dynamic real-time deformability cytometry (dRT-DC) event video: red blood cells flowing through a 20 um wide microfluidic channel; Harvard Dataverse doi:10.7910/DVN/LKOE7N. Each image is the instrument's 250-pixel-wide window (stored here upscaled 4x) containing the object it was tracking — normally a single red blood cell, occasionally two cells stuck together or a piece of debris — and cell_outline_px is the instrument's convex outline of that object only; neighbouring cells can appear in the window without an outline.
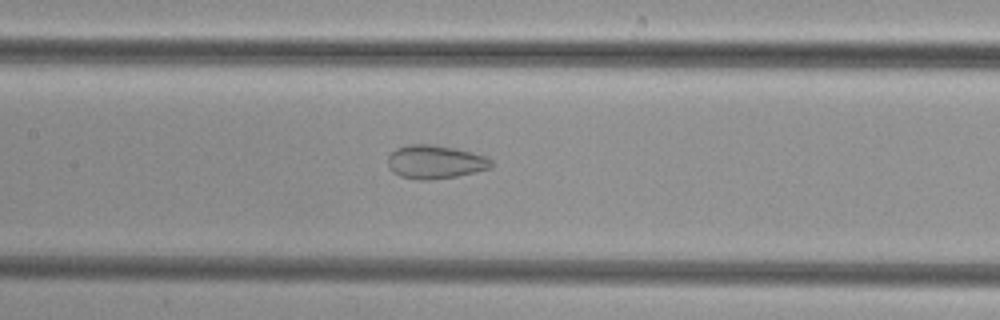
{"species": "common noctule bat (a hibernating species)", "species_latin": "Nyctalus noctula", "temperature_condition": "cold", "stored_images_in_passage": 46, "camera_frame_rate_fps": 3000, "um_per_image_px": 0.085, "animal": {"sex": "female", "body_mass_g": 29.2, "forearm_length_mm": 56.3}, "frame": {"image": 1, "passage_image": 20, "time_ms": 6.333, "image_size_px": [1000, 320], "cell_outline_px": [[492, 168], [456, 176], [428, 180], [420, 180], [400, 176], [392, 172], [388, 164], [388, 156], [396, 148], [408, 144], [432, 144], [472, 152], [484, 156], [492, 160]], "centroid_in_image_um": [36.97, 13.76], "position_along_channel_um": 170.4, "area_um2": 20.11}}
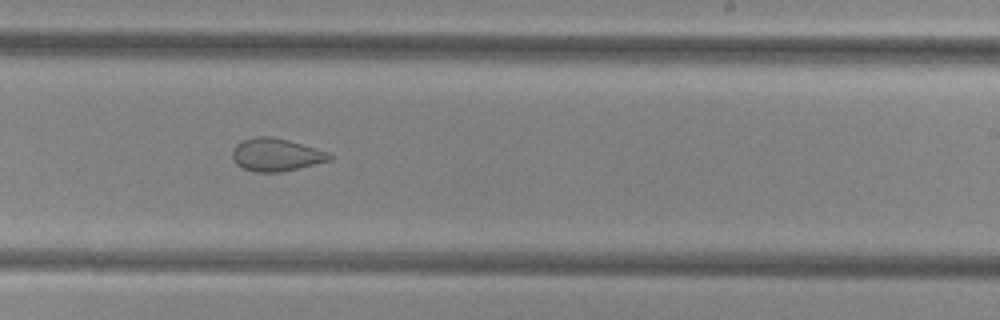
{"frame": {"image": 2, "passage_image": 27, "time_ms": 8.667, "image_size_px": [1000, 320], "cell_outline_px": [[332, 160], [280, 172], [256, 172], [244, 168], [236, 164], [232, 156], [232, 148], [236, 144], [244, 140], [256, 136], [272, 136], [288, 140], [328, 152], [332, 156]], "centroid_in_image_um": [23.45, 13.15], "position_along_channel_um": 265.6, "area_um2": 18.44}}
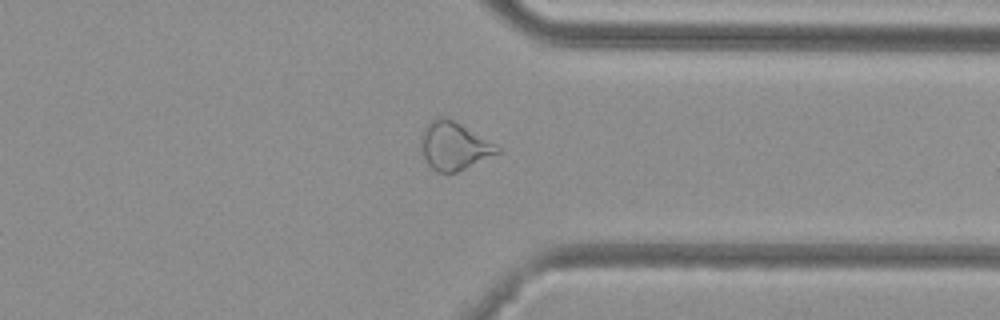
{"frame": {"image": 3, "passage_image": 35, "time_ms": 11.333, "image_size_px": [1000, 320], "cell_outline_px": [[500, 152], [456, 172], [436, 172], [428, 164], [424, 156], [420, 144], [420, 140], [424, 128], [436, 116], [444, 116], [460, 124], [500, 148]], "centroid_in_image_um": [38.54, 12.4], "position_along_channel_um": 372.9, "area_um2": 20.69}}